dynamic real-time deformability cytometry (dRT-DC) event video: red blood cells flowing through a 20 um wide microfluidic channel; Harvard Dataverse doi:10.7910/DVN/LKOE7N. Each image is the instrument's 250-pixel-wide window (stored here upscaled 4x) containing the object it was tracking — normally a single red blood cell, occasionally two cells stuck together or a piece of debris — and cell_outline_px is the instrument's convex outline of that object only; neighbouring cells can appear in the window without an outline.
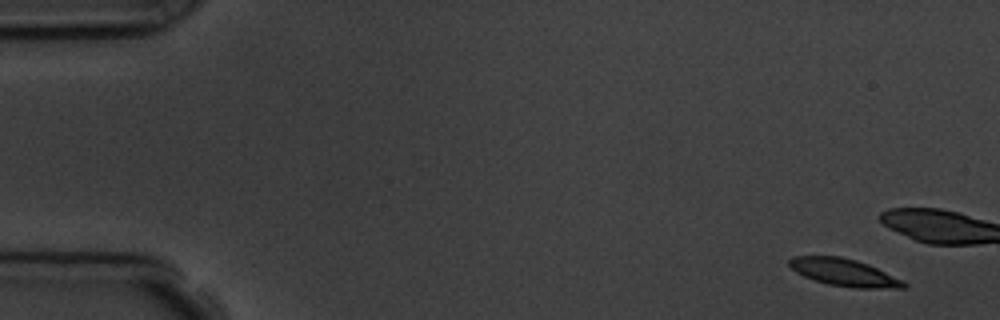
{"species": "common noctule bat (a hibernating species)", "species_latin": "Nyctalus noctula", "temperature_condition": "room temperature", "stored_images_in_passage": 7, "camera_frame_rate_fps": 3000, "um_per_image_px": 0.085, "animal": {"sex": "male", "body_mass_g": 19.5, "forearm_length_mm": 54.6}, "frame": {"image": 1, "passage_image": 1, "time_ms": 0.0, "image_size_px": [1000, 320], "cell_outline_px": [[908, 284], [904, 288], [856, 288], [828, 284], [804, 276], [796, 272], [788, 264], [788, 260], [792, 256], [840, 256], [856, 260], [868, 264], [904, 280]], "centroid_in_image_um": [71.77, 23.15], "position_along_channel_um": 13.2, "area_um2": 18.21}}